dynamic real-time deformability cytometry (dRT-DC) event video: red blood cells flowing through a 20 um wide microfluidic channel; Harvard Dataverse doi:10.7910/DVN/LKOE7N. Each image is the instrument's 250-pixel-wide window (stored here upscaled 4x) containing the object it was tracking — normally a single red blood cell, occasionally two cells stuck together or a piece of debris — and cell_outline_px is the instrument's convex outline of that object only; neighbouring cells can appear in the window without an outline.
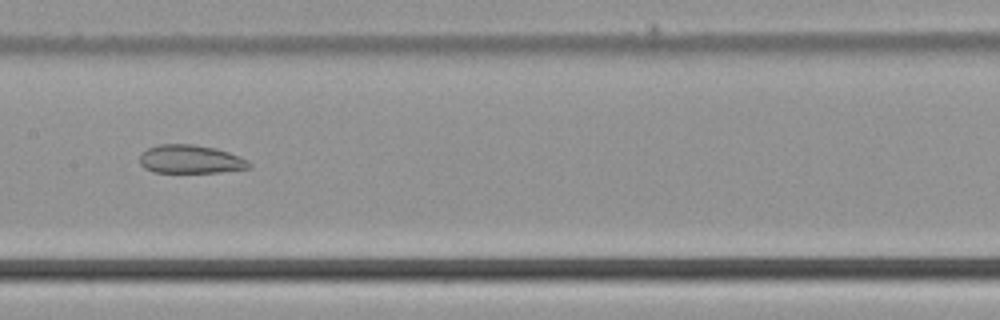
{"species": "common noctule bat (a hibernating species)", "species_latin": "Nyctalus noctula", "temperature_condition": "cold", "stored_images_in_passage": 48, "camera_frame_rate_fps": 3000, "um_per_image_px": 0.085, "animal": {"sex": "male", "body_mass_g": 21.5, "forearm_length_mm": 52.0}, "frame": {"image": 1, "passage_image": 23, "time_ms": 7.333, "image_size_px": [1000, 320], "cell_outline_px": [[252, 168], [220, 172], [152, 172], [144, 168], [140, 164], [140, 152], [148, 148], [160, 144], [192, 144], [216, 148], [240, 156], [248, 160], [252, 164]], "centroid_in_image_um": [16.2, 13.54], "position_along_channel_um": 191.2, "area_um2": 18.32}}
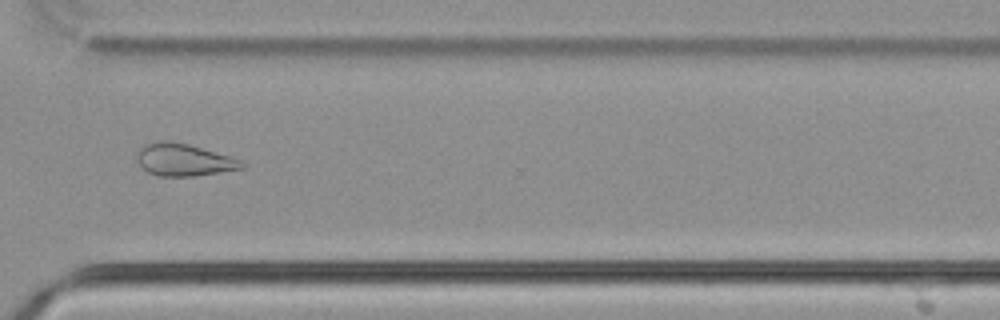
{"frame": {"image": 2, "passage_image": 35, "time_ms": 11.333, "image_size_px": [1000, 320], "cell_outline_px": [[248, 164], [244, 168], [220, 172], [192, 176], [156, 176], [148, 172], [136, 160], [136, 152], [144, 144], [160, 140], [168, 140], [188, 144], [232, 156]], "centroid_in_image_um": [15.62, 13.57], "position_along_channel_um": 355.0, "area_um2": 19.94}}
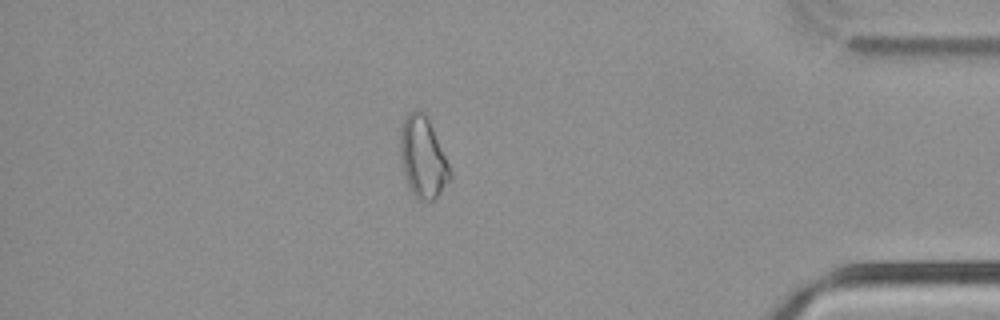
{"frame": {"image": 3, "passage_image": 41, "time_ms": 13.333, "image_size_px": [1000, 320], "cell_outline_px": [[452, 180], [432, 200], [416, 200], [408, 188], [400, 164], [400, 128], [404, 116], [412, 108], [420, 108], [428, 116], [452, 172]], "centroid_in_image_um": [35.92, 13.34], "position_along_channel_um": 399.3, "area_um2": 24.28}}